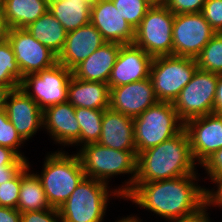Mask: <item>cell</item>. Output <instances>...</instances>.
Masks as SVG:
<instances>
[{
	"mask_svg": "<svg viewBox=\"0 0 222 222\" xmlns=\"http://www.w3.org/2000/svg\"><path fill=\"white\" fill-rule=\"evenodd\" d=\"M198 173L155 182L135 183L124 197L166 220L197 213L204 207V189L193 181Z\"/></svg>",
	"mask_w": 222,
	"mask_h": 222,
	"instance_id": "1",
	"label": "cell"
},
{
	"mask_svg": "<svg viewBox=\"0 0 222 222\" xmlns=\"http://www.w3.org/2000/svg\"><path fill=\"white\" fill-rule=\"evenodd\" d=\"M185 128L174 137L137 154L135 183L155 182L196 173Z\"/></svg>",
	"mask_w": 222,
	"mask_h": 222,
	"instance_id": "2",
	"label": "cell"
},
{
	"mask_svg": "<svg viewBox=\"0 0 222 222\" xmlns=\"http://www.w3.org/2000/svg\"><path fill=\"white\" fill-rule=\"evenodd\" d=\"M77 153L85 172V177L96 179L108 184V179L115 175L131 174L129 181L118 187L117 191L124 198L134 187L137 174V151H121L101 144L90 143Z\"/></svg>",
	"mask_w": 222,
	"mask_h": 222,
	"instance_id": "3",
	"label": "cell"
},
{
	"mask_svg": "<svg viewBox=\"0 0 222 222\" xmlns=\"http://www.w3.org/2000/svg\"><path fill=\"white\" fill-rule=\"evenodd\" d=\"M41 182L51 208L58 209L85 177L78 154L56 151L45 158Z\"/></svg>",
	"mask_w": 222,
	"mask_h": 222,
	"instance_id": "4",
	"label": "cell"
},
{
	"mask_svg": "<svg viewBox=\"0 0 222 222\" xmlns=\"http://www.w3.org/2000/svg\"><path fill=\"white\" fill-rule=\"evenodd\" d=\"M113 191L109 194L107 183L84 177L58 208L62 222H102L109 196L123 198L117 189Z\"/></svg>",
	"mask_w": 222,
	"mask_h": 222,
	"instance_id": "5",
	"label": "cell"
},
{
	"mask_svg": "<svg viewBox=\"0 0 222 222\" xmlns=\"http://www.w3.org/2000/svg\"><path fill=\"white\" fill-rule=\"evenodd\" d=\"M137 154L177 135L184 123L173 103L158 102L133 119Z\"/></svg>",
	"mask_w": 222,
	"mask_h": 222,
	"instance_id": "6",
	"label": "cell"
},
{
	"mask_svg": "<svg viewBox=\"0 0 222 222\" xmlns=\"http://www.w3.org/2000/svg\"><path fill=\"white\" fill-rule=\"evenodd\" d=\"M191 57L175 55L153 57L150 80L159 102L173 103L197 70Z\"/></svg>",
	"mask_w": 222,
	"mask_h": 222,
	"instance_id": "7",
	"label": "cell"
},
{
	"mask_svg": "<svg viewBox=\"0 0 222 222\" xmlns=\"http://www.w3.org/2000/svg\"><path fill=\"white\" fill-rule=\"evenodd\" d=\"M174 17L163 3L152 6L135 29L133 43L152 57L173 55Z\"/></svg>",
	"mask_w": 222,
	"mask_h": 222,
	"instance_id": "8",
	"label": "cell"
},
{
	"mask_svg": "<svg viewBox=\"0 0 222 222\" xmlns=\"http://www.w3.org/2000/svg\"><path fill=\"white\" fill-rule=\"evenodd\" d=\"M218 76L197 68L191 81L180 91L173 105L184 124L190 119L213 113Z\"/></svg>",
	"mask_w": 222,
	"mask_h": 222,
	"instance_id": "9",
	"label": "cell"
},
{
	"mask_svg": "<svg viewBox=\"0 0 222 222\" xmlns=\"http://www.w3.org/2000/svg\"><path fill=\"white\" fill-rule=\"evenodd\" d=\"M71 77L72 71L57 62L48 69L25 75L19 88L44 111L50 106L67 102Z\"/></svg>",
	"mask_w": 222,
	"mask_h": 222,
	"instance_id": "10",
	"label": "cell"
},
{
	"mask_svg": "<svg viewBox=\"0 0 222 222\" xmlns=\"http://www.w3.org/2000/svg\"><path fill=\"white\" fill-rule=\"evenodd\" d=\"M173 55L196 58L217 33L202 13L175 14Z\"/></svg>",
	"mask_w": 222,
	"mask_h": 222,
	"instance_id": "11",
	"label": "cell"
},
{
	"mask_svg": "<svg viewBox=\"0 0 222 222\" xmlns=\"http://www.w3.org/2000/svg\"><path fill=\"white\" fill-rule=\"evenodd\" d=\"M4 37L14 51L23 77L48 69L58 62V56L36 40L25 28L6 29Z\"/></svg>",
	"mask_w": 222,
	"mask_h": 222,
	"instance_id": "12",
	"label": "cell"
},
{
	"mask_svg": "<svg viewBox=\"0 0 222 222\" xmlns=\"http://www.w3.org/2000/svg\"><path fill=\"white\" fill-rule=\"evenodd\" d=\"M194 161L202 165L214 152L222 148V116L209 114L188 120L184 124Z\"/></svg>",
	"mask_w": 222,
	"mask_h": 222,
	"instance_id": "13",
	"label": "cell"
},
{
	"mask_svg": "<svg viewBox=\"0 0 222 222\" xmlns=\"http://www.w3.org/2000/svg\"><path fill=\"white\" fill-rule=\"evenodd\" d=\"M152 60V56L134 43L122 45L108 79L109 88L149 78Z\"/></svg>",
	"mask_w": 222,
	"mask_h": 222,
	"instance_id": "14",
	"label": "cell"
},
{
	"mask_svg": "<svg viewBox=\"0 0 222 222\" xmlns=\"http://www.w3.org/2000/svg\"><path fill=\"white\" fill-rule=\"evenodd\" d=\"M158 102L150 78L110 89V108L133 119Z\"/></svg>",
	"mask_w": 222,
	"mask_h": 222,
	"instance_id": "15",
	"label": "cell"
},
{
	"mask_svg": "<svg viewBox=\"0 0 222 222\" xmlns=\"http://www.w3.org/2000/svg\"><path fill=\"white\" fill-rule=\"evenodd\" d=\"M90 22L106 42L122 45L134 42L135 30L122 17L111 0H98L92 3Z\"/></svg>",
	"mask_w": 222,
	"mask_h": 222,
	"instance_id": "16",
	"label": "cell"
},
{
	"mask_svg": "<svg viewBox=\"0 0 222 222\" xmlns=\"http://www.w3.org/2000/svg\"><path fill=\"white\" fill-rule=\"evenodd\" d=\"M5 110L9 121L26 141L43 127V111L22 89L12 90L6 101Z\"/></svg>",
	"mask_w": 222,
	"mask_h": 222,
	"instance_id": "17",
	"label": "cell"
},
{
	"mask_svg": "<svg viewBox=\"0 0 222 222\" xmlns=\"http://www.w3.org/2000/svg\"><path fill=\"white\" fill-rule=\"evenodd\" d=\"M104 43L106 41L101 33L90 22L67 33L64 48L58 56V63L72 71Z\"/></svg>",
	"mask_w": 222,
	"mask_h": 222,
	"instance_id": "18",
	"label": "cell"
},
{
	"mask_svg": "<svg viewBox=\"0 0 222 222\" xmlns=\"http://www.w3.org/2000/svg\"><path fill=\"white\" fill-rule=\"evenodd\" d=\"M43 127L61 145H80V125L75 117V107L68 101L43 111Z\"/></svg>",
	"mask_w": 222,
	"mask_h": 222,
	"instance_id": "19",
	"label": "cell"
},
{
	"mask_svg": "<svg viewBox=\"0 0 222 222\" xmlns=\"http://www.w3.org/2000/svg\"><path fill=\"white\" fill-rule=\"evenodd\" d=\"M98 143L121 151L136 150L133 118L111 108L105 109Z\"/></svg>",
	"mask_w": 222,
	"mask_h": 222,
	"instance_id": "20",
	"label": "cell"
},
{
	"mask_svg": "<svg viewBox=\"0 0 222 222\" xmlns=\"http://www.w3.org/2000/svg\"><path fill=\"white\" fill-rule=\"evenodd\" d=\"M122 44L106 42L87 59L78 64L72 75L80 80L108 83L111 70Z\"/></svg>",
	"mask_w": 222,
	"mask_h": 222,
	"instance_id": "21",
	"label": "cell"
},
{
	"mask_svg": "<svg viewBox=\"0 0 222 222\" xmlns=\"http://www.w3.org/2000/svg\"><path fill=\"white\" fill-rule=\"evenodd\" d=\"M72 106L105 110L110 108V88L107 83L80 80L72 75L68 85V100Z\"/></svg>",
	"mask_w": 222,
	"mask_h": 222,
	"instance_id": "22",
	"label": "cell"
},
{
	"mask_svg": "<svg viewBox=\"0 0 222 222\" xmlns=\"http://www.w3.org/2000/svg\"><path fill=\"white\" fill-rule=\"evenodd\" d=\"M49 9V0H5L2 20L5 29L26 28Z\"/></svg>",
	"mask_w": 222,
	"mask_h": 222,
	"instance_id": "23",
	"label": "cell"
},
{
	"mask_svg": "<svg viewBox=\"0 0 222 222\" xmlns=\"http://www.w3.org/2000/svg\"><path fill=\"white\" fill-rule=\"evenodd\" d=\"M91 6L90 0H49L48 10L68 33L90 23Z\"/></svg>",
	"mask_w": 222,
	"mask_h": 222,
	"instance_id": "24",
	"label": "cell"
},
{
	"mask_svg": "<svg viewBox=\"0 0 222 222\" xmlns=\"http://www.w3.org/2000/svg\"><path fill=\"white\" fill-rule=\"evenodd\" d=\"M25 29L57 56L62 52L67 32L49 10Z\"/></svg>",
	"mask_w": 222,
	"mask_h": 222,
	"instance_id": "25",
	"label": "cell"
},
{
	"mask_svg": "<svg viewBox=\"0 0 222 222\" xmlns=\"http://www.w3.org/2000/svg\"><path fill=\"white\" fill-rule=\"evenodd\" d=\"M29 169L28 162L20 170V192L17 210L23 213L51 208L40 178L37 173H29Z\"/></svg>",
	"mask_w": 222,
	"mask_h": 222,
	"instance_id": "26",
	"label": "cell"
},
{
	"mask_svg": "<svg viewBox=\"0 0 222 222\" xmlns=\"http://www.w3.org/2000/svg\"><path fill=\"white\" fill-rule=\"evenodd\" d=\"M104 110L75 108V117L80 125V145L97 143L101 135Z\"/></svg>",
	"mask_w": 222,
	"mask_h": 222,
	"instance_id": "27",
	"label": "cell"
},
{
	"mask_svg": "<svg viewBox=\"0 0 222 222\" xmlns=\"http://www.w3.org/2000/svg\"><path fill=\"white\" fill-rule=\"evenodd\" d=\"M22 80L23 76L16 62L14 51L8 40L3 37L0 39V85L14 90L20 87Z\"/></svg>",
	"mask_w": 222,
	"mask_h": 222,
	"instance_id": "28",
	"label": "cell"
},
{
	"mask_svg": "<svg viewBox=\"0 0 222 222\" xmlns=\"http://www.w3.org/2000/svg\"><path fill=\"white\" fill-rule=\"evenodd\" d=\"M195 60L199 69L222 74V32L210 39Z\"/></svg>",
	"mask_w": 222,
	"mask_h": 222,
	"instance_id": "29",
	"label": "cell"
},
{
	"mask_svg": "<svg viewBox=\"0 0 222 222\" xmlns=\"http://www.w3.org/2000/svg\"><path fill=\"white\" fill-rule=\"evenodd\" d=\"M122 17L135 30L152 7L145 0H111Z\"/></svg>",
	"mask_w": 222,
	"mask_h": 222,
	"instance_id": "30",
	"label": "cell"
},
{
	"mask_svg": "<svg viewBox=\"0 0 222 222\" xmlns=\"http://www.w3.org/2000/svg\"><path fill=\"white\" fill-rule=\"evenodd\" d=\"M25 140L9 121L6 110L0 111V146L12 149L19 157L27 158L18 150Z\"/></svg>",
	"mask_w": 222,
	"mask_h": 222,
	"instance_id": "31",
	"label": "cell"
},
{
	"mask_svg": "<svg viewBox=\"0 0 222 222\" xmlns=\"http://www.w3.org/2000/svg\"><path fill=\"white\" fill-rule=\"evenodd\" d=\"M20 192V171L9 181L0 184V204L17 209Z\"/></svg>",
	"mask_w": 222,
	"mask_h": 222,
	"instance_id": "32",
	"label": "cell"
},
{
	"mask_svg": "<svg viewBox=\"0 0 222 222\" xmlns=\"http://www.w3.org/2000/svg\"><path fill=\"white\" fill-rule=\"evenodd\" d=\"M162 3L175 15L201 13L206 0H163Z\"/></svg>",
	"mask_w": 222,
	"mask_h": 222,
	"instance_id": "33",
	"label": "cell"
},
{
	"mask_svg": "<svg viewBox=\"0 0 222 222\" xmlns=\"http://www.w3.org/2000/svg\"><path fill=\"white\" fill-rule=\"evenodd\" d=\"M201 13L217 33L222 32V0H206Z\"/></svg>",
	"mask_w": 222,
	"mask_h": 222,
	"instance_id": "34",
	"label": "cell"
},
{
	"mask_svg": "<svg viewBox=\"0 0 222 222\" xmlns=\"http://www.w3.org/2000/svg\"><path fill=\"white\" fill-rule=\"evenodd\" d=\"M21 222H62L56 208L21 213Z\"/></svg>",
	"mask_w": 222,
	"mask_h": 222,
	"instance_id": "35",
	"label": "cell"
},
{
	"mask_svg": "<svg viewBox=\"0 0 222 222\" xmlns=\"http://www.w3.org/2000/svg\"><path fill=\"white\" fill-rule=\"evenodd\" d=\"M217 186V190L204 189V206L207 208L211 205L222 207V176L210 178Z\"/></svg>",
	"mask_w": 222,
	"mask_h": 222,
	"instance_id": "36",
	"label": "cell"
},
{
	"mask_svg": "<svg viewBox=\"0 0 222 222\" xmlns=\"http://www.w3.org/2000/svg\"><path fill=\"white\" fill-rule=\"evenodd\" d=\"M201 166L207 171L210 178L222 176V148L209 156Z\"/></svg>",
	"mask_w": 222,
	"mask_h": 222,
	"instance_id": "37",
	"label": "cell"
},
{
	"mask_svg": "<svg viewBox=\"0 0 222 222\" xmlns=\"http://www.w3.org/2000/svg\"><path fill=\"white\" fill-rule=\"evenodd\" d=\"M27 163L28 160L19 157L12 165L0 171V184L11 180Z\"/></svg>",
	"mask_w": 222,
	"mask_h": 222,
	"instance_id": "38",
	"label": "cell"
},
{
	"mask_svg": "<svg viewBox=\"0 0 222 222\" xmlns=\"http://www.w3.org/2000/svg\"><path fill=\"white\" fill-rule=\"evenodd\" d=\"M18 158L19 156L12 149L0 146V171L12 165Z\"/></svg>",
	"mask_w": 222,
	"mask_h": 222,
	"instance_id": "39",
	"label": "cell"
},
{
	"mask_svg": "<svg viewBox=\"0 0 222 222\" xmlns=\"http://www.w3.org/2000/svg\"><path fill=\"white\" fill-rule=\"evenodd\" d=\"M0 222H21V212L17 209L0 206Z\"/></svg>",
	"mask_w": 222,
	"mask_h": 222,
	"instance_id": "40",
	"label": "cell"
},
{
	"mask_svg": "<svg viewBox=\"0 0 222 222\" xmlns=\"http://www.w3.org/2000/svg\"><path fill=\"white\" fill-rule=\"evenodd\" d=\"M206 209L208 208L204 206L201 210H199L197 213L191 216L174 219L170 221L171 222H211L209 219L208 213L206 212L207 211Z\"/></svg>",
	"mask_w": 222,
	"mask_h": 222,
	"instance_id": "41",
	"label": "cell"
},
{
	"mask_svg": "<svg viewBox=\"0 0 222 222\" xmlns=\"http://www.w3.org/2000/svg\"><path fill=\"white\" fill-rule=\"evenodd\" d=\"M213 113L222 116V74L218 76Z\"/></svg>",
	"mask_w": 222,
	"mask_h": 222,
	"instance_id": "42",
	"label": "cell"
},
{
	"mask_svg": "<svg viewBox=\"0 0 222 222\" xmlns=\"http://www.w3.org/2000/svg\"><path fill=\"white\" fill-rule=\"evenodd\" d=\"M11 91L10 87L0 85V111L5 109L7 97Z\"/></svg>",
	"mask_w": 222,
	"mask_h": 222,
	"instance_id": "43",
	"label": "cell"
},
{
	"mask_svg": "<svg viewBox=\"0 0 222 222\" xmlns=\"http://www.w3.org/2000/svg\"><path fill=\"white\" fill-rule=\"evenodd\" d=\"M137 216H128V217H124L121 220H118L117 222H141L142 220H140ZM116 222V221H115Z\"/></svg>",
	"mask_w": 222,
	"mask_h": 222,
	"instance_id": "44",
	"label": "cell"
},
{
	"mask_svg": "<svg viewBox=\"0 0 222 222\" xmlns=\"http://www.w3.org/2000/svg\"><path fill=\"white\" fill-rule=\"evenodd\" d=\"M5 31L6 29L2 20V10H0V39L4 37Z\"/></svg>",
	"mask_w": 222,
	"mask_h": 222,
	"instance_id": "45",
	"label": "cell"
},
{
	"mask_svg": "<svg viewBox=\"0 0 222 222\" xmlns=\"http://www.w3.org/2000/svg\"><path fill=\"white\" fill-rule=\"evenodd\" d=\"M147 1L151 6H156L162 3L163 0H145Z\"/></svg>",
	"mask_w": 222,
	"mask_h": 222,
	"instance_id": "46",
	"label": "cell"
},
{
	"mask_svg": "<svg viewBox=\"0 0 222 222\" xmlns=\"http://www.w3.org/2000/svg\"><path fill=\"white\" fill-rule=\"evenodd\" d=\"M4 4H5V0H0V10L3 9Z\"/></svg>",
	"mask_w": 222,
	"mask_h": 222,
	"instance_id": "47",
	"label": "cell"
}]
</instances>
